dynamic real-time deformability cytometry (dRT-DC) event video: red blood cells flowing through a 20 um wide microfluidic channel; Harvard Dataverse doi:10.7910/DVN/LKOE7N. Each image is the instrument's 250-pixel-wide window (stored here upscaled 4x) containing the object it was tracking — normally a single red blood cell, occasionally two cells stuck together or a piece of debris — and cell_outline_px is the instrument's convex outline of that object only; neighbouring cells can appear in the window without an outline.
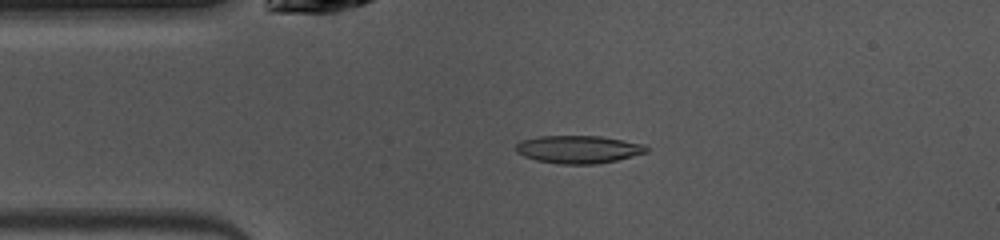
{"species": "common noctule bat (a hibernating species)", "species_latin": "Nyctalus noctula", "temperature_condition": "warm", "stored_images_in_passage": 47, "camera_frame_rate_fps": 3000, "um_per_image_px": 0.085, "animal": {"sex": "female", "body_mass_g": 10.0, "forearm_length_mm": 53.1}, "frame": {"image": 1, "passage_image": 9, "time_ms": 2.667, "image_size_px": [1000, 240], "cell_outline_px": [[648, 152], [616, 160], [596, 164], [560, 164], [536, 160], [524, 156], [516, 152], [516, 144], [520, 140], [540, 136], [600, 136], [644, 144], [648, 148]], "centroid_in_image_um": [49.15, 12.69], "position_along_channel_um": 35.9, "area_um2": 21.1}}
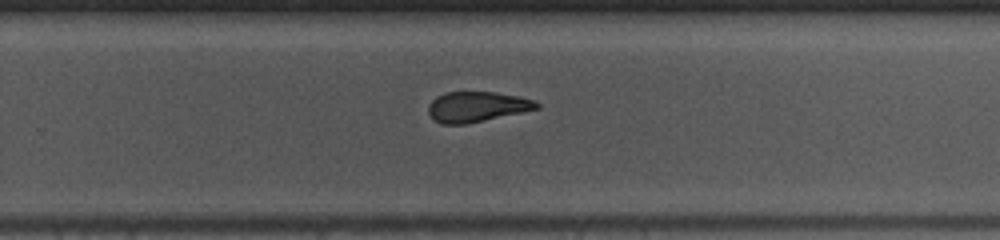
{"frame": {"image": 2, "passage_image": 29, "time_ms": 9.333, "image_size_px": [1000, 240], "cell_outline_px": [[540, 108], [484, 120], [464, 124], [444, 124], [432, 120], [428, 112], [428, 104], [436, 96], [448, 92], [496, 92], [516, 96], [532, 100], [540, 104]], "centroid_in_image_um": [40.48, 9.07], "position_along_channel_um": 289.3, "area_um2": 18.96}}
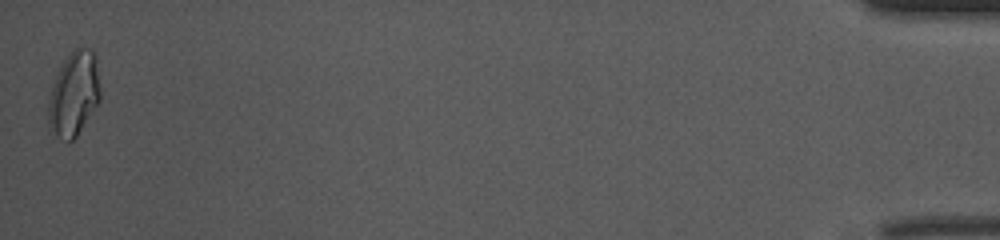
{"frame": {"image": 3, "passage_image": 47, "time_ms": 15.333, "image_size_px": [1000, 240], "cell_outline_px": [[100, 100], [76, 136], [72, 140], [60, 140], [48, 124], [48, 104], [52, 88], [56, 76], [64, 60], [76, 48], [88, 48], [96, 56], [100, 92]], "centroid_in_image_um": [6.29, 7.99], "position_along_channel_um": 428.9, "area_um2": 24.97}, "authors_computed_cell_mechanics": {"area_um2": 20.23, "velocity_mm_per_s": 4.0578, "shape_relaxation_time_tau1_ms": 7.9778, "shape_relaxation_time_tau2_ms": 1.536, "deformation_change_tau1": 0.2301, "deformation_change_tau2": 0.1001}}